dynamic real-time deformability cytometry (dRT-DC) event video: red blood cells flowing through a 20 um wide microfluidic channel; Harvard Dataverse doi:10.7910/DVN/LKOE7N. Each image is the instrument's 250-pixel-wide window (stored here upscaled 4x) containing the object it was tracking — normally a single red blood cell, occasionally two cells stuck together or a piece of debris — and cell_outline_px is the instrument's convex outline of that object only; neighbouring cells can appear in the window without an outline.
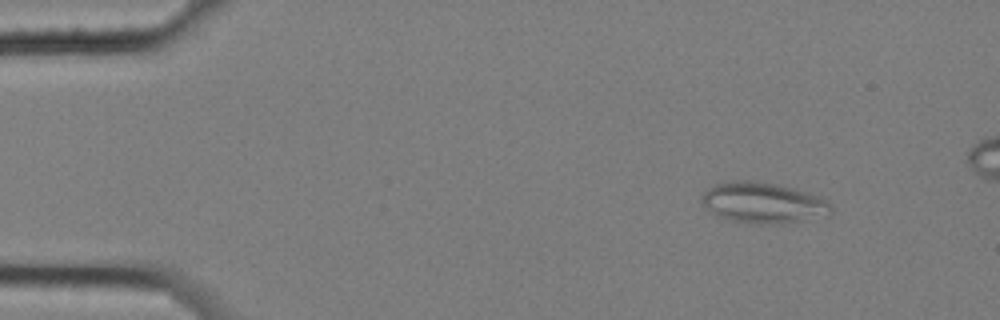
{"species": "common noctule bat (a hibernating species)", "species_latin": "Nyctalus noctula", "temperature_condition": "cold", "stored_images_in_passage": 5, "camera_frame_rate_fps": 3000, "um_per_image_px": 0.085, "animal": {"sex": "female", "body_mass_g": 25.1}, "frame": {"image": 1, "passage_image": 1, "time_ms": 0.0, "image_size_px": [1000, 320], "cell_outline_px": [[832, 212], [800, 220], [776, 224], [752, 224], [732, 220], [716, 216], [700, 200], [704, 192], [708, 188], [716, 184], [732, 180], [752, 180], [776, 184], [796, 188], [820, 196], [828, 200], [832, 204]], "centroid_in_image_um": [64.85, 17.21], "position_along_channel_um": 20.1, "area_um2": 30.63}}